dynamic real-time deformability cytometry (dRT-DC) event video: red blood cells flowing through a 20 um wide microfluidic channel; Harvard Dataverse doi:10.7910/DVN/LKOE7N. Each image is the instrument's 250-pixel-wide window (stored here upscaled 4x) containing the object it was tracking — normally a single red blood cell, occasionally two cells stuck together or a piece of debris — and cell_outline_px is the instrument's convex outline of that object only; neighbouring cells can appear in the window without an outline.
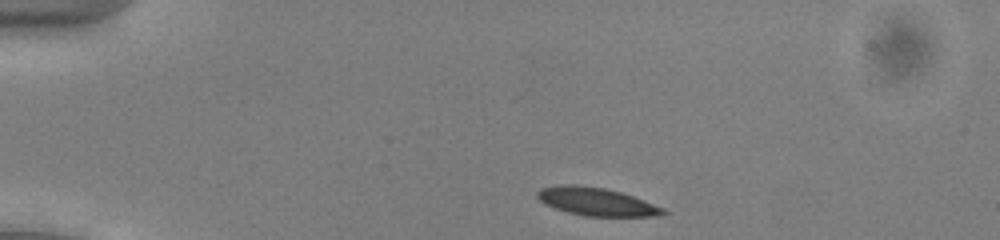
{"species": "common noctule bat (a hibernating species)", "species_latin": "Nyctalus noctula", "temperature_condition": "cold", "stored_images_in_passage": 43, "camera_frame_rate_fps": 3000, "um_per_image_px": 0.085, "animal": {"sex": "male", "body_mass_g": 13.0, "forearm_length_mm": 53.1}, "frame": {"image": 1, "passage_image": 1, "time_ms": 0.0, "image_size_px": [1000, 240], "cell_outline_px": [[668, 212], [660, 216], [584, 216], [568, 212], [544, 204], [536, 196], [536, 192], [540, 188], [556, 184], [576, 184], [604, 188], [620, 192], [632, 196], [664, 208]], "centroid_in_image_um": [50.65, 17.13], "position_along_channel_um": 34.3, "area_um2": 20.58}}
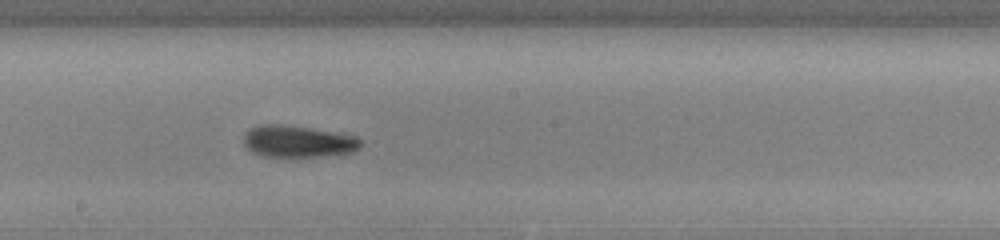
{"frame": {"image": 2, "passage_image": 20, "time_ms": 6.333, "image_size_px": [1000, 240], "cell_outline_px": [[364, 144], [360, 148], [352, 152], [320, 156], [264, 156], [252, 152], [244, 144], [244, 132], [260, 124], [280, 124], [308, 128], [332, 132], [352, 136], [364, 140]], "centroid_in_image_um": [25.32, 12.02], "position_along_channel_um": 222.9, "area_um2": 21.44}}
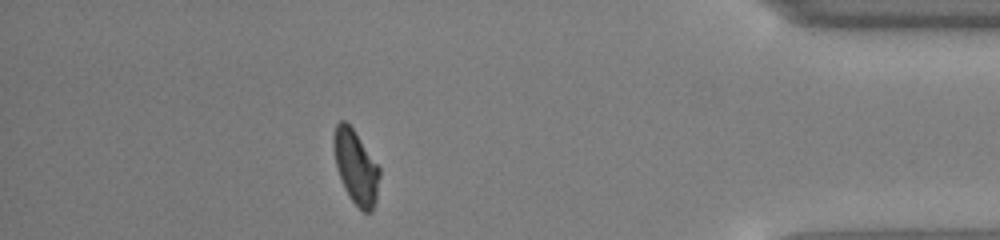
{"frame": {"image": 3, "passage_image": 37, "time_ms": 12.0, "image_size_px": [1000, 240], "cell_outline_px": [[380, 176], [376, 200], [372, 212], [364, 212], [348, 196], [344, 188], [336, 164], [332, 144], [332, 136], [336, 124], [340, 120], [344, 120], [356, 132], [380, 168]], "centroid_in_image_um": [30.24, 14.17], "position_along_channel_um": 405.0, "area_um2": 19.71}, "authors_computed_cell_mechanics": {"area_um2": 20.6346, "velocity_mm_per_s": 3.9014, "shape_relaxation_time_tau1_ms": 5.0967, "shape_relaxation_time_tau2_ms": 2.7308, "deformation_change_tau1": 0.1561, "deformation_change_tau2": 0.0916}}